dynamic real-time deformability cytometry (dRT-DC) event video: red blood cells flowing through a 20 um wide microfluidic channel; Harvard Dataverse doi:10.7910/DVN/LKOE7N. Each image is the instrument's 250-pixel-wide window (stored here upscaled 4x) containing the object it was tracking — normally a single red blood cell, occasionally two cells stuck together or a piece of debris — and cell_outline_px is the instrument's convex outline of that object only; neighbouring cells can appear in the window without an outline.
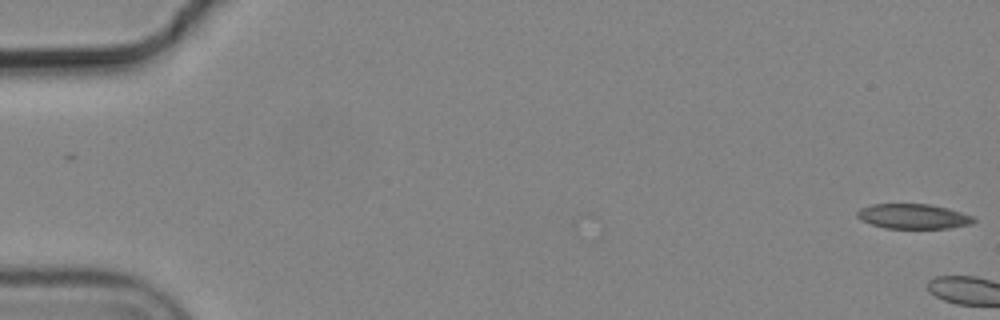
{"species": "common noctule bat (a hibernating species)", "species_latin": "Nyctalus noctula", "temperature_condition": "cold", "stored_images_in_passage": 5, "camera_frame_rate_fps": 3000, "um_per_image_px": 0.085, "animal": {"sex": "male", "body_mass_g": 19.2, "forearm_length_mm": 51.8}, "frame": {"image": 1, "passage_image": 1, "time_ms": 0.0, "image_size_px": [1000, 320], "cell_outline_px": [[976, 220], [972, 224], [952, 228], [884, 228], [860, 220], [856, 216], [856, 212], [860, 208], [872, 204], [928, 204], [948, 208], [972, 216]], "centroid_in_image_um": [77.61, 18.39], "position_along_channel_um": 7.4, "area_um2": 16.94}}